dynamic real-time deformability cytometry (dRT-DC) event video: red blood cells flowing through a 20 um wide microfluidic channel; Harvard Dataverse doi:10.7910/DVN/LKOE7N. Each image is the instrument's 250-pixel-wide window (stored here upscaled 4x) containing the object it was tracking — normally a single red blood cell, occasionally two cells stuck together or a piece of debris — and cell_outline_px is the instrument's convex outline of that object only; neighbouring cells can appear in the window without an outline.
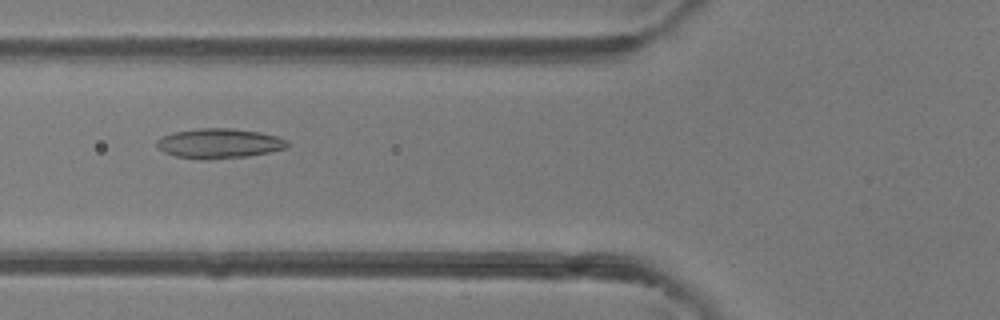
{"species": "common noctule bat (a hibernating species)", "species_latin": "Nyctalus noctula", "temperature_condition": "room temperature", "stored_images_in_passage": 42, "camera_frame_rate_fps": 3000, "um_per_image_px": 0.085, "animal": {"sex": "female"}, "frame": {"image": 1, "passage_image": 12, "time_ms": 3.667, "image_size_px": [1000, 320], "cell_outline_px": [[288, 148], [248, 156], [212, 160], [208, 160], [176, 156], [164, 152], [156, 144], [156, 140], [160, 136], [172, 132], [200, 128], [232, 128], [260, 132], [276, 136], [288, 140]], "centroid_in_image_um": [18.62, 12.19], "position_along_channel_um": 107.2, "area_um2": 22.83}}
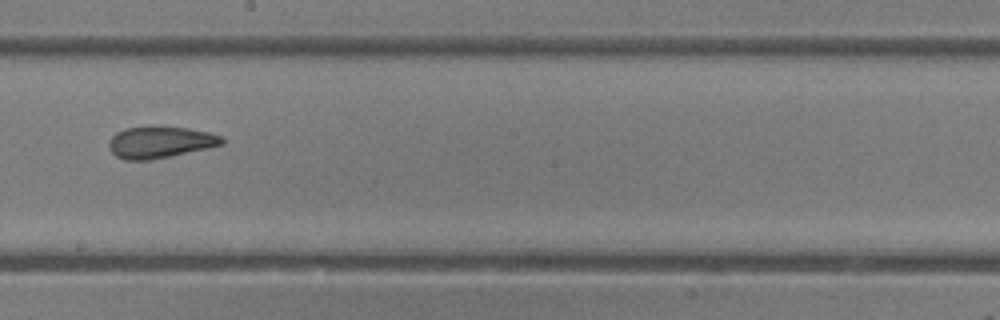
{"frame": {"image": 2, "passage_image": 21, "time_ms": 6.667, "image_size_px": [1000, 320], "cell_outline_px": [[224, 144], [208, 148], [172, 156], [152, 160], [124, 160], [116, 156], [108, 148], [108, 140], [116, 132], [124, 128], [152, 124], [156, 124], [188, 128], [208, 132], [220, 136], [224, 140]], "centroid_in_image_um": [13.56, 12.06], "position_along_channel_um": 234.6, "area_um2": 21.56}}
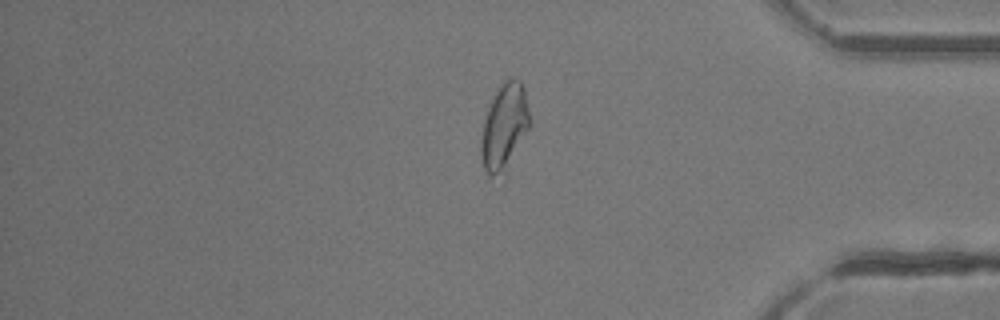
{"frame": {"image": 3, "passage_image": 34, "time_ms": 11.0, "image_size_px": [1000, 320], "cell_outline_px": [[532, 124], [504, 172], [492, 176], [484, 168], [480, 152], [480, 144], [484, 120], [488, 108], [500, 84], [504, 80], [512, 76], [520, 80], [524, 88]], "centroid_in_image_um": [42.89, 10.71], "position_along_channel_um": 392.3, "area_um2": 24.22}, "authors_computed_cell_mechanics": {"area_um2": 22.5998, "velocity_mm_per_s": 4.2405, "shape_relaxation_time_tau1_ms": null, "shape_relaxation_time_tau2_ms": 1.6202, "deformation_change_tau1": null, "deformation_change_tau2": 0.09}}